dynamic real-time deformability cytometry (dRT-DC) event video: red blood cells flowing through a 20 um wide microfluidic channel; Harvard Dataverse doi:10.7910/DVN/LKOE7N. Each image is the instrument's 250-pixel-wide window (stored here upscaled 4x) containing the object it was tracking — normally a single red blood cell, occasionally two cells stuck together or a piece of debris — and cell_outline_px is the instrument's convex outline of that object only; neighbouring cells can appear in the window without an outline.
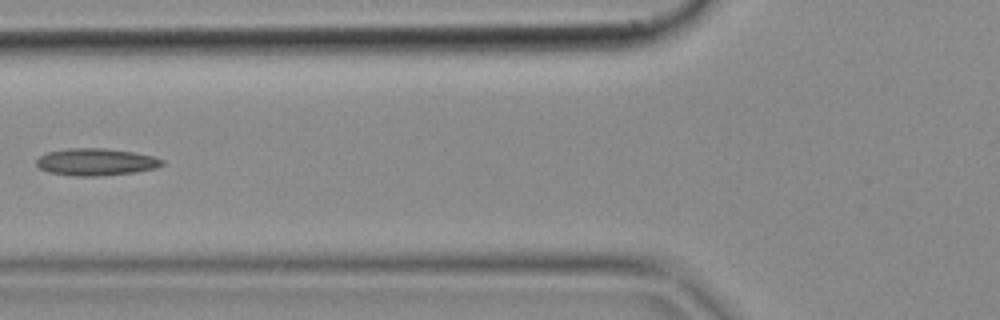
{"species": "common noctule bat (a hibernating species)", "species_latin": "Nyctalus noctula", "temperature_condition": "cold", "stored_images_in_passage": 4, "camera_frame_rate_fps": 3000, "um_per_image_px": 0.085, "animal": {"sex": "female", "body_mass_g": 18.4}, "frame": {"image": 1, "passage_image": 4, "time_ms": 1.0, "image_size_px": [1000, 320], "cell_outline_px": [[164, 164], [156, 168], [136, 172], [100, 176], [72, 176], [48, 172], [40, 168], [36, 164], [36, 160], [40, 156], [48, 152], [68, 148], [108, 148], [132, 152], [152, 156], [164, 160]], "centroid_in_image_um": [8.15, 13.77], "position_along_channel_um": 117.6, "area_um2": 19.94}}